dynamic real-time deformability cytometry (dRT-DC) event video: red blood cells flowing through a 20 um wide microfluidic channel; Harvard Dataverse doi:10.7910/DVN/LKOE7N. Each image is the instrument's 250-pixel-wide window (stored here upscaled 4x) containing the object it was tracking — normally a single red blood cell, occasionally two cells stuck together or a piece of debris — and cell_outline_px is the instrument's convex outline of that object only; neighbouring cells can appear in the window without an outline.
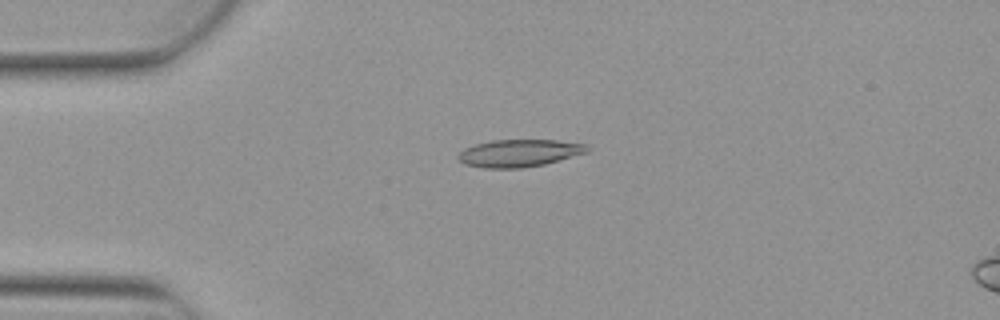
{"species": "Egyptian fruit bat (a non-hibernating species)", "species_latin": "Rousettus aegyptiacus", "temperature_condition": "warm", "stored_images_in_passage": 4, "segment_of_instrument_passage": [1, 2], "camera_frame_rate_fps": 3000, "um_per_image_px": 0.085, "animal": {"sex": "female"}, "frame": {"image": 1, "passage_image": 3, "time_ms": 0.667, "image_size_px": [1000, 320], "cell_outline_px": [[588, 152], [544, 164], [520, 168], [484, 168], [464, 164], [456, 156], [464, 148], [476, 144], [492, 140], [556, 140], [588, 144]], "centroid_in_image_um": [44.12, 13.01], "position_along_channel_um": 40.9, "area_um2": 20.52}}